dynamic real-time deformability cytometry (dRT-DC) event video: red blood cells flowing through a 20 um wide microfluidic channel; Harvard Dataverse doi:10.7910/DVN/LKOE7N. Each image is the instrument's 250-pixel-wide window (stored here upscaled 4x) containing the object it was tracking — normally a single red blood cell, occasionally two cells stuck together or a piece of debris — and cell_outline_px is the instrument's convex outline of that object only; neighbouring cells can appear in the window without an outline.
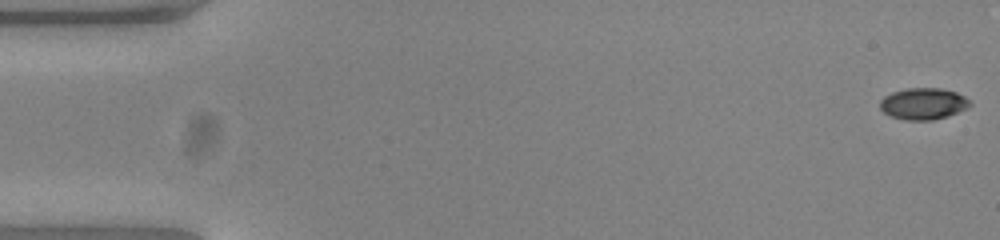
{"species": "common noctule bat (a hibernating species)", "species_latin": "Nyctalus noctula", "temperature_condition": "warm", "stored_images_in_passage": 54, "camera_frame_rate_fps": 3000, "um_per_image_px": 0.085, "animal": {"sex": "female", "body_mass_g": 23.0, "forearm_length_mm": 53.4}, "frame": {"image": 1, "passage_image": 1, "time_ms": 0.0, "image_size_px": [1000, 240], "cell_outline_px": [[972, 104], [968, 108], [948, 116], [932, 120], [904, 120], [892, 116], [884, 112], [880, 108], [880, 100], [884, 96], [892, 92], [908, 88], [940, 88], [956, 92], [964, 96]], "centroid_in_image_um": [78.49, 8.81], "position_along_channel_um": 6.5, "area_um2": 16.53}}
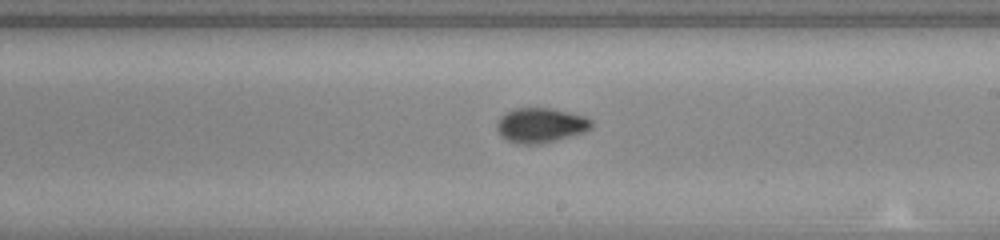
{"frame": {"image": 2, "passage_image": 31, "time_ms": 10.0, "image_size_px": [1000, 240], "cell_outline_px": [[592, 128], [584, 132], [536, 144], [520, 144], [508, 140], [500, 136], [496, 128], [496, 124], [500, 116], [516, 108], [552, 108], [584, 116], [592, 120]], "centroid_in_image_um": [45.93, 10.63], "position_along_channel_um": 243.1, "area_um2": 18.9}}
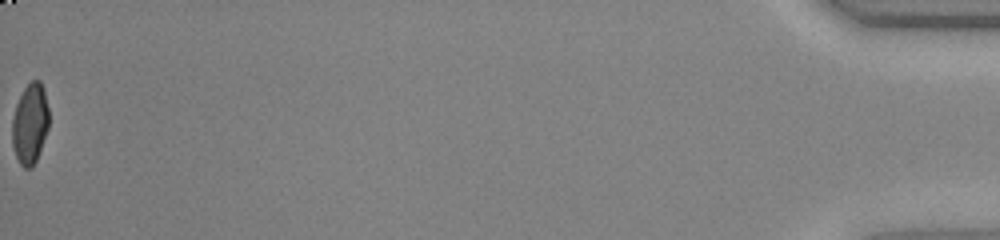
{"frame": {"image": 3, "passage_image": 54, "time_ms": 17.667, "image_size_px": [1000, 240], "cell_outline_px": [[48, 128], [36, 160], [32, 168], [24, 168], [20, 164], [16, 156], [12, 144], [12, 120], [16, 104], [24, 88], [32, 80], [40, 80], [44, 92], [48, 108]], "centroid_in_image_um": [2.54, 10.52], "position_along_channel_um": 432.7, "area_um2": 17.05}, "authors_computed_cell_mechanics": {"area_um2": 18.1203, "velocity_mm_per_s": 3.8643, "shape_relaxation_time_tau1_ms": 6.2223, "shape_relaxation_time_tau2_ms": 1.2544, "deformation_change_tau1": 0.1908, "deformation_change_tau2": 0.0428}}